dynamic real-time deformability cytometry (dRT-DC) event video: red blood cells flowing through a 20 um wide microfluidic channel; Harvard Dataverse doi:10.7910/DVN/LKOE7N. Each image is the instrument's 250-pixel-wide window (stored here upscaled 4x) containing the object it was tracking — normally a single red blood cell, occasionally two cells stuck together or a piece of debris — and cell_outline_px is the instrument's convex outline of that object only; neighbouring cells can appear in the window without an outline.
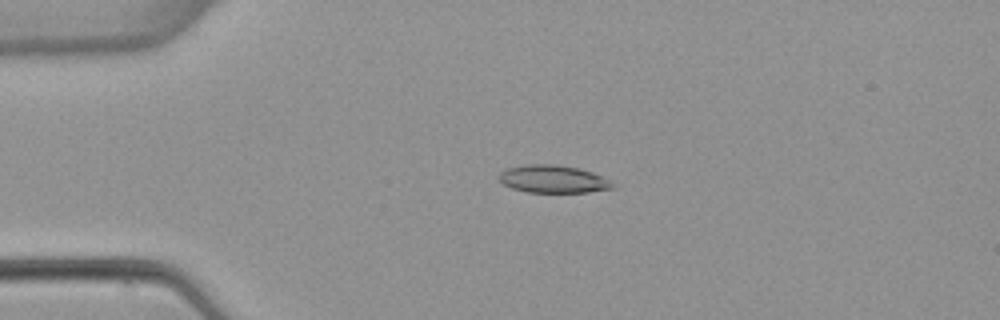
{"species": "common noctule bat (a hibernating species)", "species_latin": "Nyctalus noctula", "temperature_condition": "warm", "stored_images_in_passage": 4, "camera_frame_rate_fps": 3000, "um_per_image_px": 0.085, "animal": {"sex": "female", "body_mass_g": 22.7, "forearm_length_mm": 54.2}, "frame": {"image": 1, "passage_image": 3, "time_ms": 3.333, "image_size_px": [1000, 320], "cell_outline_px": [[616, 188], [588, 192], [528, 192], [512, 188], [504, 184], [500, 180], [500, 172], [504, 168], [524, 164], [556, 164], [580, 168], [592, 172], [612, 180]], "centroid_in_image_um": [47.05, 15.21], "position_along_channel_um": 38.0, "area_um2": 18.55}}